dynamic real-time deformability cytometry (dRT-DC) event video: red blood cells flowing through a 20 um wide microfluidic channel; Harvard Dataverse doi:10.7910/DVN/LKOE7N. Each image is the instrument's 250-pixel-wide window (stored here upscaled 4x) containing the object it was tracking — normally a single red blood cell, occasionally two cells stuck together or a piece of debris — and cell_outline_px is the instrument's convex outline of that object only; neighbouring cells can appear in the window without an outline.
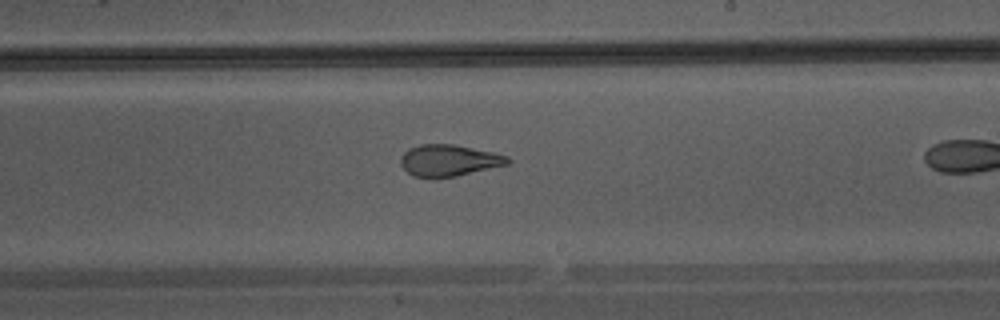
{"species": "Egyptian fruit bat (a non-hibernating species)", "species_latin": "Rousettus aegyptiacus", "temperature_condition": "warm", "stored_images_in_passage": 23, "camera_frame_rate_fps": 3000, "um_per_image_px": 0.085, "animal": {"sex": "male"}, "frame": {"image": 1, "passage_image": 14, "time_ms": 4.333, "image_size_px": [1000, 320], "cell_outline_px": [[512, 160], [508, 164], [456, 176], [432, 180], [412, 176], [400, 164], [400, 156], [408, 148], [420, 144], [452, 144], [492, 152], [508, 156]], "centroid_in_image_um": [38.1, 13.66], "position_along_channel_um": 250.9, "area_um2": 20.0}}